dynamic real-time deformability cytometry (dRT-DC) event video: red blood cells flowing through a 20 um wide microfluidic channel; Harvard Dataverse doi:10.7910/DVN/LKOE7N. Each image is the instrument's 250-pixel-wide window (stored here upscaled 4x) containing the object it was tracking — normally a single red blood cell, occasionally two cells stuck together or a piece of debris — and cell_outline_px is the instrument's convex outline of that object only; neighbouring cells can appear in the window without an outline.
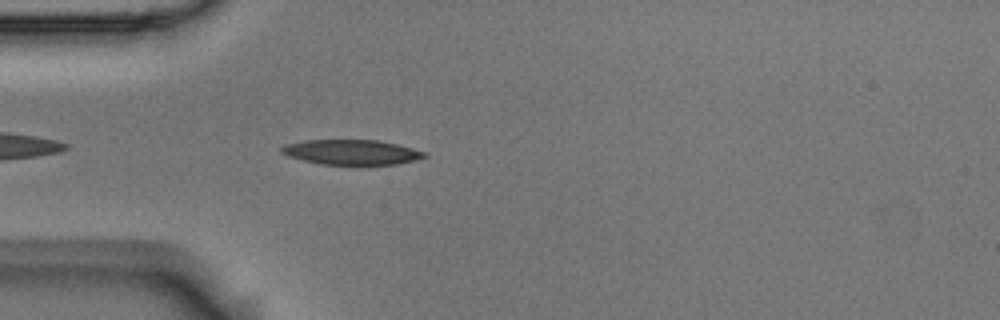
{"species": "Egyptian fruit bat (a non-hibernating species)", "species_latin": "Rousettus aegyptiacus", "temperature_condition": "room temperature", "stored_images_in_passage": 5, "camera_frame_rate_fps": 3000, "um_per_image_px": 0.085, "animal": {"sex": "male"}, "frame": {"image": 1, "passage_image": 5, "time_ms": 1.333, "image_size_px": [1000, 320], "cell_outline_px": [[428, 156], [416, 160], [396, 164], [320, 164], [288, 156], [280, 152], [280, 148], [284, 144], [304, 140], [380, 140], [412, 148], [424, 152]], "centroid_in_image_um": [29.85, 12.92], "position_along_channel_um": 55.1, "area_um2": 20.69}}